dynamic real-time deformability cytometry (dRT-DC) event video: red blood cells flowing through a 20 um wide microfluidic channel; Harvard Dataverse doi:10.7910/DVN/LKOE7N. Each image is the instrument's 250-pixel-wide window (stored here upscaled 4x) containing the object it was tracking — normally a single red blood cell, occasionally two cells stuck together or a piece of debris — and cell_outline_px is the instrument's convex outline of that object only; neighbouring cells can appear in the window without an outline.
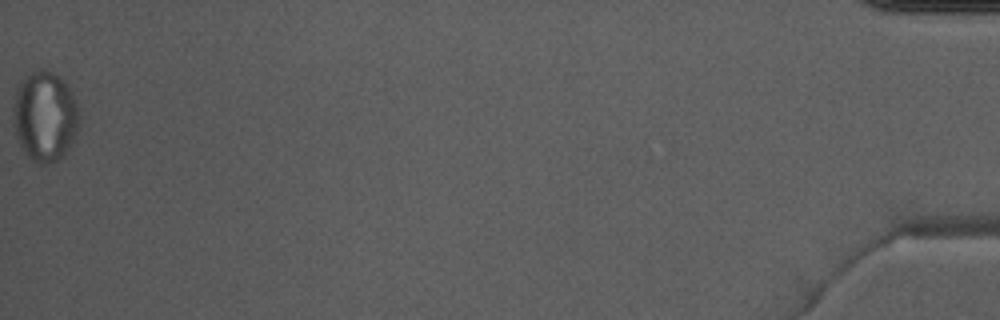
{"species": "Egyptian fruit bat (a non-hibernating species)", "species_latin": "Rousettus aegyptiacus", "temperature_condition": "warm", "stored_images_in_passage": 44, "camera_frame_rate_fps": 3000, "um_per_image_px": 0.085, "animal": {"sex": "male"}, "frame": {"image": 1, "passage_image": 44, "time_ms": 14.333, "image_size_px": [1000, 320], "cell_outline_px": [[80, 124], [76, 136], [72, 144], [64, 156], [52, 164], [40, 164], [32, 160], [20, 148], [12, 124], [12, 108], [16, 88], [20, 80], [32, 72], [44, 68], [52, 72], [64, 80], [72, 92], [76, 100], [80, 112]], "centroid_in_image_um": [3.82, 9.91], "position_along_channel_um": 431.4, "area_um2": 35.78}}